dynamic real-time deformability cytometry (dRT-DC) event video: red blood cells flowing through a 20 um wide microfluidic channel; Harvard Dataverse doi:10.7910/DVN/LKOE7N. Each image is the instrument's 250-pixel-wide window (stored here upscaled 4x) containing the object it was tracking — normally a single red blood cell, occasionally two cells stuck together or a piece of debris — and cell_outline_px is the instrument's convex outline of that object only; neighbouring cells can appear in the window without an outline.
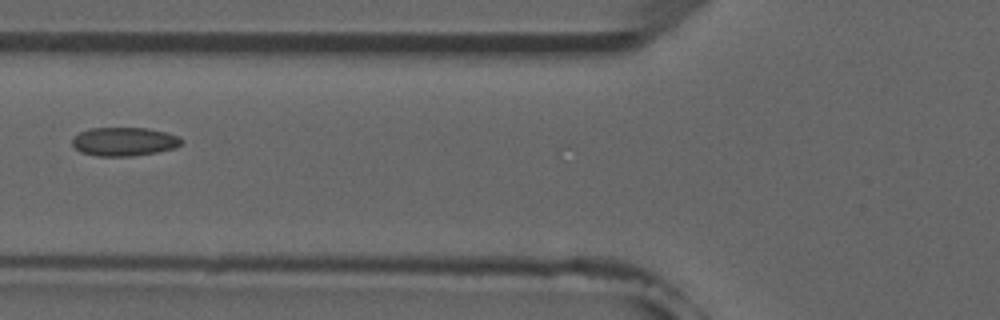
{"species": "common noctule bat (a hibernating species)", "species_latin": "Nyctalus noctula", "temperature_condition": "room temperature", "stored_images_in_passage": 3, "camera_frame_rate_fps": 3000, "um_per_image_px": 0.085, "animal": {"sex": "male", "forearm_length_mm": 52.5}, "frame": {"image": 1, "passage_image": 3, "time_ms": 3.333, "image_size_px": [1000, 320], "cell_outline_px": [[184, 140], [176, 148], [156, 152], [132, 156], [96, 156], [80, 152], [72, 144], [72, 140], [80, 132], [88, 128], [148, 128], [164, 132], [176, 136]], "centroid_in_image_um": [10.54, 12.04], "position_along_channel_um": 115.3, "area_um2": 18.15}}